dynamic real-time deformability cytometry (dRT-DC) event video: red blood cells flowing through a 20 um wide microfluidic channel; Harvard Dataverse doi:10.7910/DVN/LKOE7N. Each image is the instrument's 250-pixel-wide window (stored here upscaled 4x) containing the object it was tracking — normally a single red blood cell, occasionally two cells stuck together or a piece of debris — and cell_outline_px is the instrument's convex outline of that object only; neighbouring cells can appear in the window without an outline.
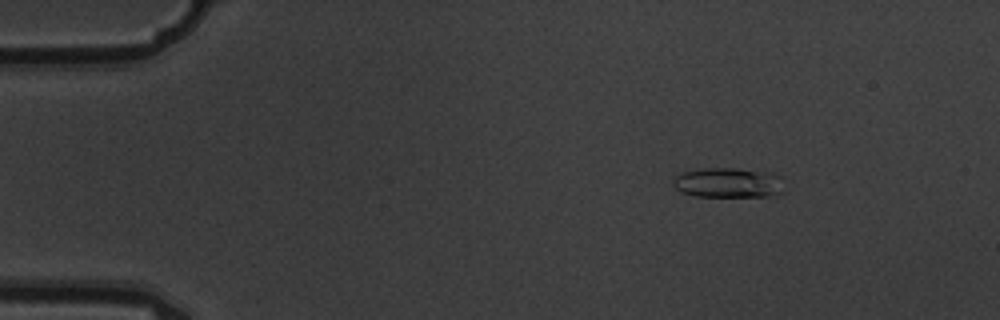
{"species": "common noctule bat (a hibernating species)", "species_latin": "Nyctalus noctula", "temperature_condition": "warm", "stored_images_in_passage": 4, "camera_frame_rate_fps": 3000, "um_per_image_px": 0.085, "animal": {"sex": "male", "body_mass_g": 19.5, "forearm_length_mm": 54.6}, "frame": {"image": 1, "passage_image": 2, "time_ms": 0.333, "image_size_px": [1000, 320], "cell_outline_px": [[784, 192], [776, 196], [696, 196], [680, 192], [672, 184], [672, 180], [676, 176], [684, 172], [704, 168], [736, 168], [772, 172], [784, 176]], "centroid_in_image_um": [62.0, 15.53], "position_along_channel_um": 23.0, "area_um2": 19.88}}